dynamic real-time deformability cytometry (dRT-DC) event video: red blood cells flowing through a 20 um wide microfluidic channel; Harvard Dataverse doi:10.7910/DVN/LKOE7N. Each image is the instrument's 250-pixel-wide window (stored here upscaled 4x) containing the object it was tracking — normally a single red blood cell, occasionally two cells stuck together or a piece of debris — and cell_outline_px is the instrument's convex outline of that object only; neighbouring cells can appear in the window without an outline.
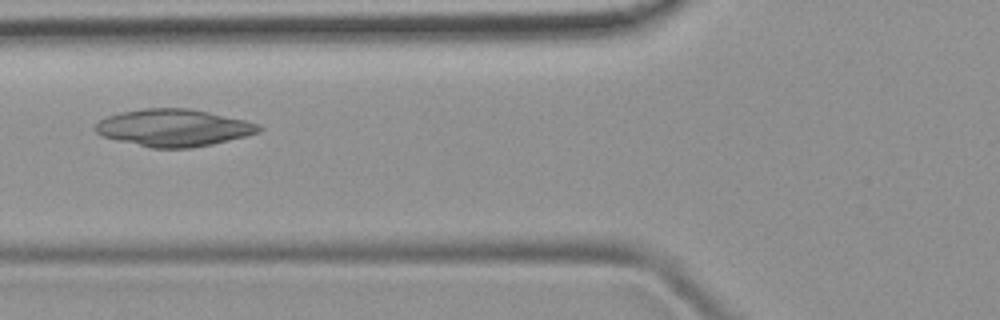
{"species": "common noctule bat (a hibernating species)", "species_latin": "Nyctalus noctula", "temperature_condition": "room temperature", "stored_images_in_passage": 36, "camera_frame_rate_fps": 3000, "um_per_image_px": 0.085, "animal": {"sex": "female", "body_mass_g": 19.9}, "frame": {"image": 1, "passage_image": 7, "time_ms": 2.0, "image_size_px": [1000, 320], "cell_outline_px": [[264, 128], [260, 132], [212, 144], [192, 148], [152, 148], [116, 140], [100, 136], [92, 128], [100, 120], [108, 116], [120, 112], [144, 108], [188, 108], [208, 112], [244, 120], [260, 124]], "centroid_in_image_um": [14.73, 10.86], "position_along_channel_um": 111.1, "area_um2": 35.43}}
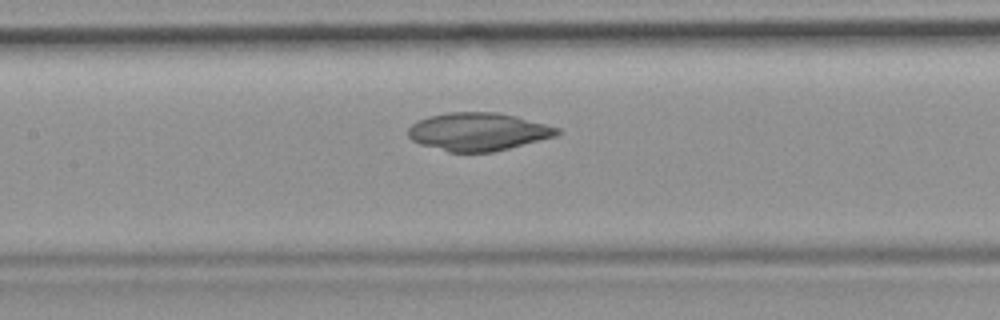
{"frame": {"image": 2, "passage_image": 11, "time_ms": 3.333, "image_size_px": [1000, 320], "cell_outline_px": [[564, 132], [556, 136], [492, 152], [448, 152], [420, 144], [412, 140], [408, 136], [408, 128], [416, 120], [448, 112], [496, 112], [516, 116], [560, 128]], "centroid_in_image_um": [40.64, 11.19], "position_along_channel_um": 166.8, "area_um2": 32.95}}
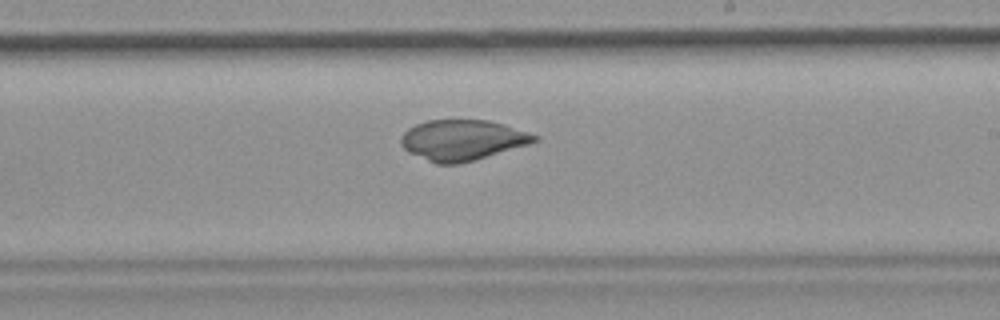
{"frame": {"image": 3, "passage_image": 17, "time_ms": 5.333, "image_size_px": [1000, 320], "cell_outline_px": [[540, 140], [528, 144], [476, 160], [460, 164], [436, 164], [408, 152], [400, 144], [400, 136], [408, 128], [416, 124], [428, 120], [488, 120], [504, 124], [540, 136]], "centroid_in_image_um": [39.3, 11.91], "position_along_channel_um": 249.7, "area_um2": 31.67}}